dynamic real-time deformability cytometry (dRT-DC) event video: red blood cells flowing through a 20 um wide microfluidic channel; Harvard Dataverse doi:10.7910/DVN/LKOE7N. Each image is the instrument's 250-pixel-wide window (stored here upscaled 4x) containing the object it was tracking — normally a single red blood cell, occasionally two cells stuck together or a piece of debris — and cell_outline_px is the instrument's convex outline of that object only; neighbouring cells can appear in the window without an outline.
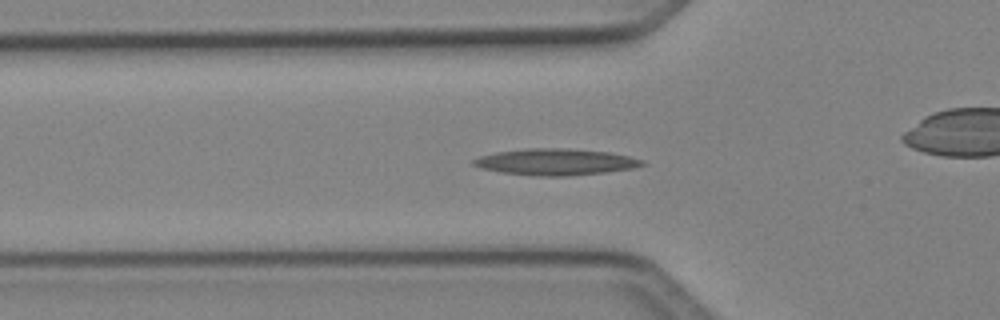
{"species": "Egyptian fruit bat (a non-hibernating species)", "species_latin": "Rousettus aegyptiacus", "temperature_condition": "cold", "stored_images_in_passage": 35, "camera_frame_rate_fps": 3000, "um_per_image_px": 0.085, "animal": {"sex": "female"}, "frame": {"image": 1, "passage_image": 2, "time_ms": 0.333, "image_size_px": [1000, 320], "cell_outline_px": [[648, 164], [636, 168], [604, 172], [568, 176], [536, 176], [500, 172], [480, 168], [472, 164], [472, 160], [480, 156], [496, 152], [528, 148], [564, 148], [608, 152], [628, 156], [644, 160]], "centroid_in_image_um": [47.24, 13.77], "position_along_channel_um": 78.6, "area_um2": 26.07}}
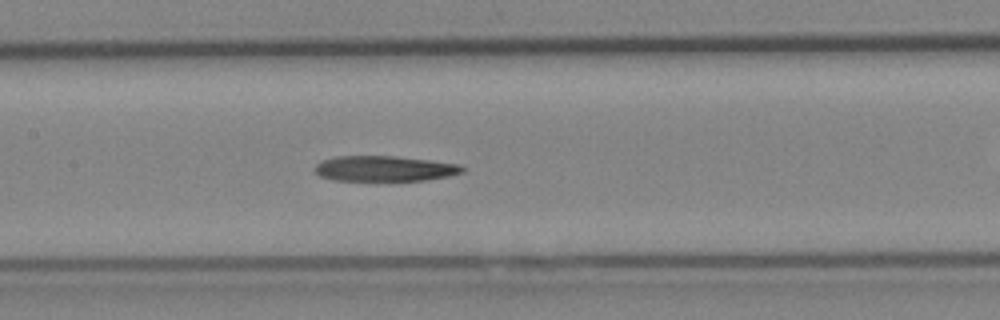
{"frame": {"image": 2, "passage_image": 9, "time_ms": 2.667, "image_size_px": [1000, 320], "cell_outline_px": [[468, 168], [464, 172], [448, 176], [424, 180], [336, 180], [320, 176], [316, 172], [316, 164], [324, 160], [336, 156], [396, 156], [432, 160], [460, 164]], "centroid_in_image_um": [32.76, 14.32], "position_along_channel_um": 174.6, "area_um2": 21.79}}
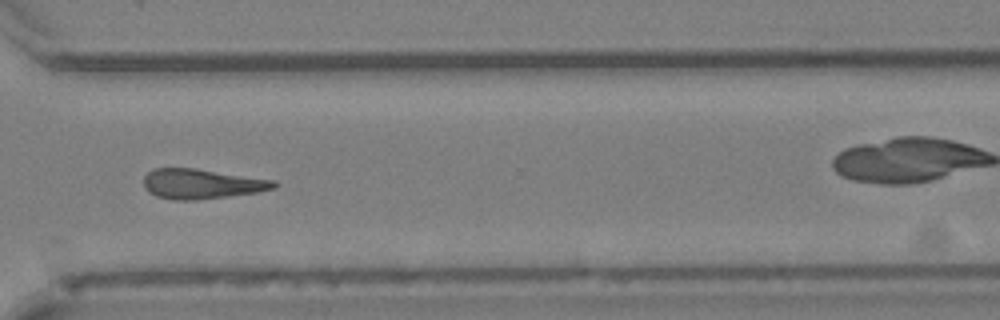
{"frame": {"image": 3, "passage_image": 22, "time_ms": 7.0, "image_size_px": [1000, 320], "cell_outline_px": [[280, 184], [276, 188], [256, 192], [228, 196], [196, 200], [172, 200], [156, 196], [148, 192], [144, 188], [144, 176], [152, 168], [196, 168], [276, 180]], "centroid_in_image_um": [17.15, 15.62], "position_along_channel_um": 353.5, "area_um2": 22.95}}